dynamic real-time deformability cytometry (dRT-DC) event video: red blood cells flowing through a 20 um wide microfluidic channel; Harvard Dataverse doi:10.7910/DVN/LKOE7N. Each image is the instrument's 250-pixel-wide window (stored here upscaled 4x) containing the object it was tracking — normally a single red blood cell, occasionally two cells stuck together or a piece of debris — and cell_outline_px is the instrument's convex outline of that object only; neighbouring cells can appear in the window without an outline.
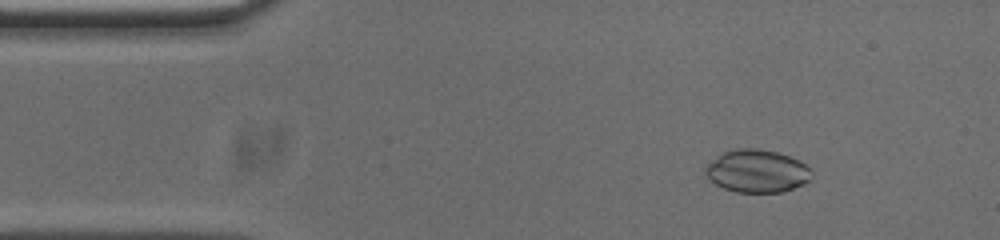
{"species": "common noctule bat (a hibernating species)", "species_latin": "Nyctalus noctula", "temperature_condition": "cold", "stored_images_in_passage": 54, "camera_frame_rate_fps": 3000, "um_per_image_px": 0.085, "animal": {"sex": "male", "body_mass_g": 20.0, "forearm_length_mm": 53.3}, "frame": {"image": 1, "passage_image": 7, "time_ms": 2.0, "image_size_px": [1000, 240], "cell_outline_px": [[812, 172], [808, 180], [804, 184], [784, 192], [736, 192], [724, 188], [708, 180], [704, 172], [704, 168], [720, 152], [736, 148], [756, 148], [776, 152], [800, 160]], "centroid_in_image_um": [64.3, 14.54], "position_along_channel_um": 20.7, "area_um2": 26.59}}
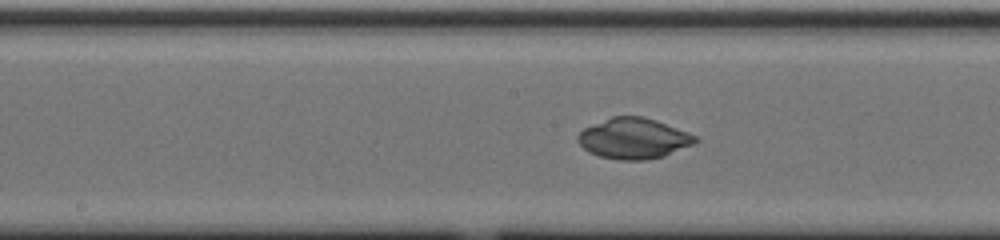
{"frame": {"image": 2, "passage_image": 26, "time_ms": 8.333, "image_size_px": [1000, 240], "cell_outline_px": [[700, 140], [696, 144], [664, 156], [644, 160], [620, 160], [600, 156], [588, 152], [580, 144], [576, 136], [584, 128], [612, 116], [644, 116], [656, 120], [688, 132], [696, 136]], "centroid_in_image_um": [53.89, 11.77], "position_along_channel_um": 194.3, "area_um2": 27.92}}
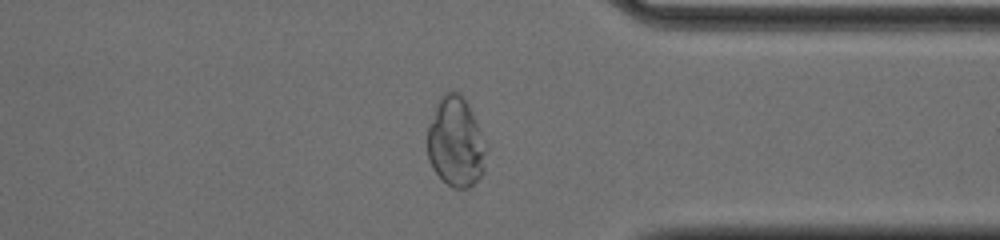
{"frame": {"image": 3, "passage_image": 41, "time_ms": 13.333, "image_size_px": [1000, 240], "cell_outline_px": [[488, 148], [484, 172], [468, 188], [452, 188], [432, 168], [428, 160], [428, 128], [436, 104], [440, 96], [444, 92], [452, 88], [460, 92], [468, 104], [488, 144]], "centroid_in_image_um": [38.77, 12.04], "position_along_channel_um": 372.6, "area_um2": 31.33}}